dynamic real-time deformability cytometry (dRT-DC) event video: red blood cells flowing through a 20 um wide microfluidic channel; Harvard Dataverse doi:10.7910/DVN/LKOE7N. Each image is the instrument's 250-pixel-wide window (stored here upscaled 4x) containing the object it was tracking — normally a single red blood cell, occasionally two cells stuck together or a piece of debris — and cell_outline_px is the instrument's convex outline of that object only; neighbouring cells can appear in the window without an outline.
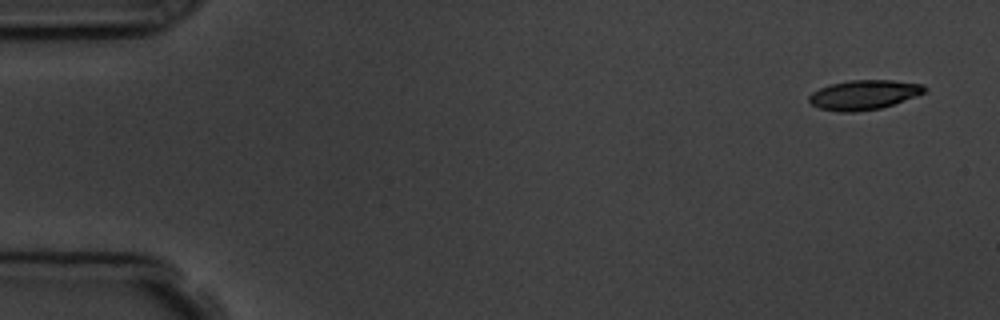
{"species": "common noctule bat (a hibernating species)", "species_latin": "Nyctalus noctula", "temperature_condition": "room temperature", "stored_images_in_passage": 3, "camera_frame_rate_fps": 3000, "um_per_image_px": 0.085, "animal": {"sex": "male", "body_mass_g": 19.5, "forearm_length_mm": 54.6}, "frame": {"image": 1, "passage_image": 1, "time_ms": 0.0, "image_size_px": [1000, 320], "cell_outline_px": [[928, 88], [924, 92], [916, 96], [880, 108], [856, 112], [840, 112], [820, 108], [812, 104], [808, 100], [808, 96], [812, 92], [820, 88], [832, 84], [848, 80], [892, 80], [920, 84]], "centroid_in_image_um": [73.41, 8.06], "position_along_channel_um": 11.6, "area_um2": 19.71}}